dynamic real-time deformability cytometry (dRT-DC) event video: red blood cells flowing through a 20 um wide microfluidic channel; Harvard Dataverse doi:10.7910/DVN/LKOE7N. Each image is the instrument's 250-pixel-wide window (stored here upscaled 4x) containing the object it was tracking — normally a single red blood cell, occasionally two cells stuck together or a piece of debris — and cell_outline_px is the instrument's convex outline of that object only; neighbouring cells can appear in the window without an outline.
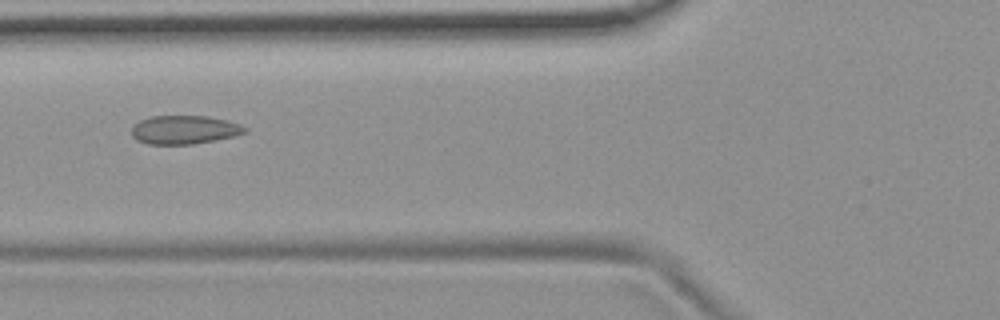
{"species": "common noctule bat (a hibernating species)", "species_latin": "Nyctalus noctula", "temperature_condition": "room temperature", "stored_images_in_passage": 8, "camera_frame_rate_fps": 3000, "um_per_image_px": 0.085, "animal": {"sex": "female", "body_mass_g": 19.9}, "frame": {"image": 1, "passage_image": 6, "time_ms": 1.667, "image_size_px": [1000, 320], "cell_outline_px": [[248, 128], [244, 132], [236, 136], [216, 140], [192, 144], [148, 144], [136, 140], [132, 136], [132, 128], [140, 120], [152, 116], [208, 116], [240, 124]], "centroid_in_image_um": [15.67, 11.03], "position_along_channel_um": 110.1, "area_um2": 18.79}}
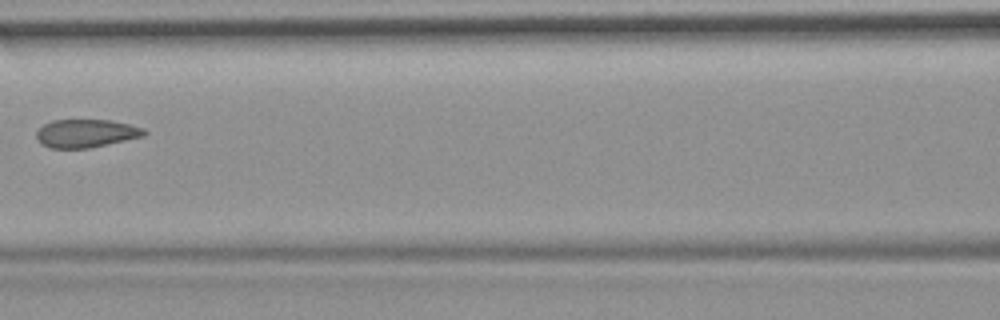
{"frame": {"image": 2, "passage_image": 7, "time_ms": 2.0, "image_size_px": [1000, 320], "cell_outline_px": [[148, 132], [144, 136], [88, 148], [52, 148], [40, 144], [36, 136], [36, 132], [44, 124], [52, 120], [112, 120], [144, 128]], "centroid_in_image_um": [7.31, 11.33], "position_along_channel_um": 159.3, "area_um2": 17.63}}
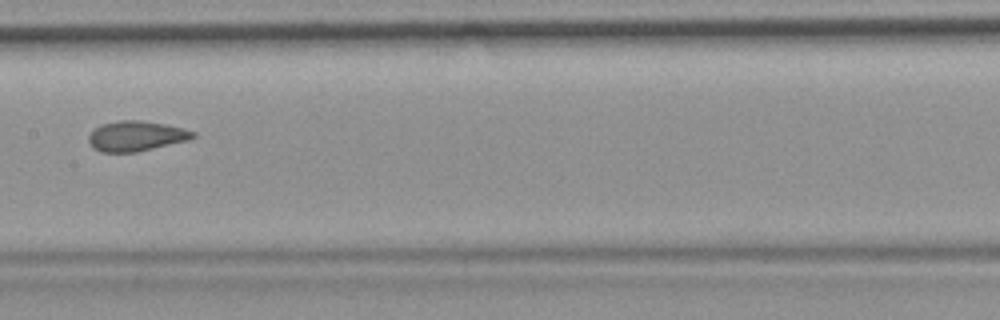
{"frame": {"image": 3, "passage_image": 8, "time_ms": 2.333, "image_size_px": [1000, 320], "cell_outline_px": [[196, 136], [188, 140], [136, 152], [100, 152], [92, 148], [88, 140], [88, 136], [100, 124], [120, 120], [140, 120], [164, 124], [184, 128], [196, 132]], "centroid_in_image_um": [11.56, 11.56], "position_along_channel_um": 195.8, "area_um2": 18.32}}